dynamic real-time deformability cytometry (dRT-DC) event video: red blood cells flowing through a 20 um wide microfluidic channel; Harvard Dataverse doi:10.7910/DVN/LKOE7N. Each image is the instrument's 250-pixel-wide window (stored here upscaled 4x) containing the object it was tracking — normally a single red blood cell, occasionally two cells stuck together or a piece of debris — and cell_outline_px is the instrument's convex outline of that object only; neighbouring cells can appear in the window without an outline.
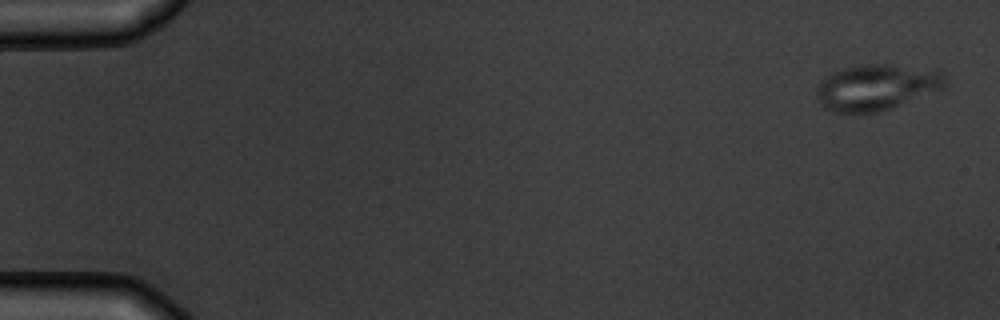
{"species": "common noctule bat (a hibernating species)", "species_latin": "Nyctalus noctula", "temperature_condition": "warm", "stored_images_in_passage": 5, "camera_frame_rate_fps": 3000, "um_per_image_px": 0.085, "animal": {"sex": "male", "body_mass_g": 19.5, "forearm_length_mm": 54.6}, "frame": {"image": 1, "passage_image": 1, "time_ms": 0.0, "image_size_px": [1000, 320], "cell_outline_px": [[944, 88], [892, 108], [880, 112], [836, 112], [824, 108], [820, 104], [816, 96], [816, 88], [820, 80], [832, 72], [844, 68], [860, 64], [888, 64], [940, 68], [944, 72]], "centroid_in_image_um": [74.52, 7.39], "position_along_channel_um": 10.5, "area_um2": 34.97}}